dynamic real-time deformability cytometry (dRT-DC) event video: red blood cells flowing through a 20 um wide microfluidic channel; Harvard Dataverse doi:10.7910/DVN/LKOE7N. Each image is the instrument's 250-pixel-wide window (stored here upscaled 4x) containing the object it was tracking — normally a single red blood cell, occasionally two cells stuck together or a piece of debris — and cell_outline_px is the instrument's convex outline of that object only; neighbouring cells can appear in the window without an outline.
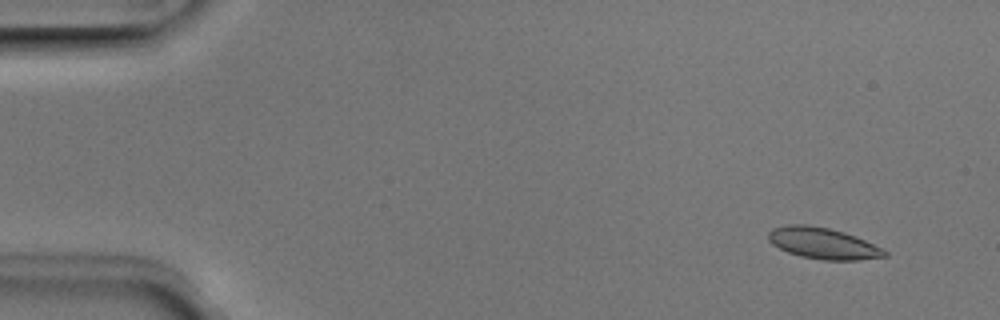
{"species": "Egyptian fruit bat (a non-hibernating species)", "species_latin": "Rousettus aegyptiacus", "temperature_condition": "room temperature", "stored_images_in_passage": 49, "camera_frame_rate_fps": 3000, "um_per_image_px": 0.085, "animal": {"sex": "male"}, "frame": {"image": 1, "passage_image": 2, "time_ms": 0.333, "image_size_px": [1000, 320], "cell_outline_px": [[888, 256], [860, 260], [824, 260], [800, 256], [788, 252], [772, 244], [768, 240], [768, 232], [772, 228], [788, 224], [808, 224], [828, 228], [844, 232], [856, 236], [888, 252]], "centroid_in_image_um": [69.93, 20.67], "position_along_channel_um": 15.1, "area_um2": 21.15}}
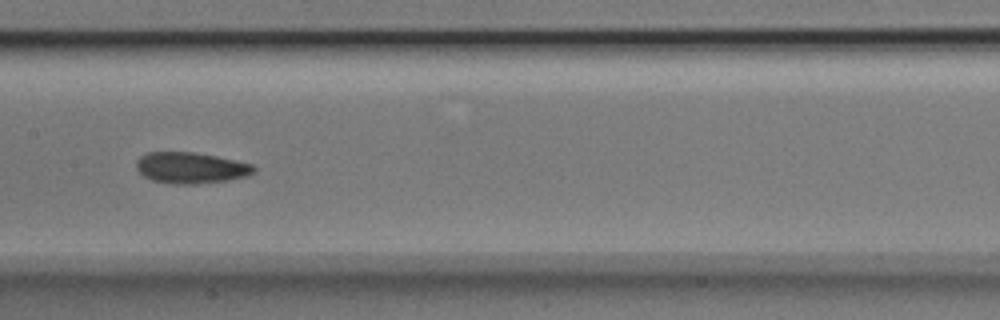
{"frame": {"image": 2, "passage_image": 24, "time_ms": 7.667, "image_size_px": [1000, 320], "cell_outline_px": [[256, 172], [248, 176], [228, 180], [196, 184], [172, 184], [152, 180], [144, 176], [136, 168], [136, 160], [140, 156], [148, 152], [196, 152], [216, 156], [252, 164], [256, 168]], "centroid_in_image_um": [16.23, 14.27], "position_along_channel_um": 191.2, "area_um2": 21.44}}
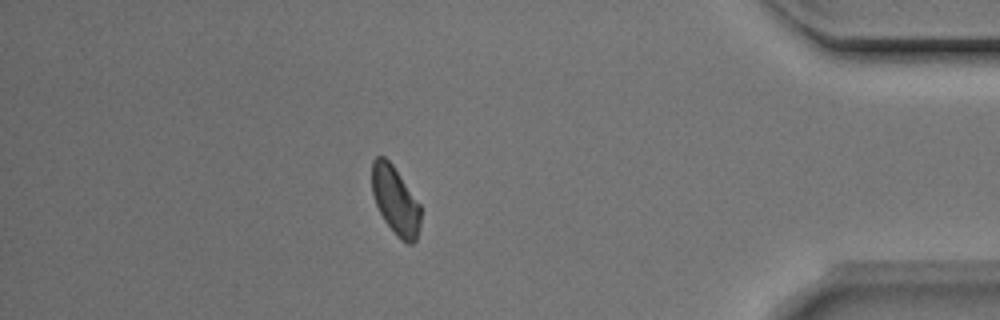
{"frame": {"image": 3, "passage_image": 43, "time_ms": 14.0, "image_size_px": [1000, 320], "cell_outline_px": [[420, 224], [416, 240], [412, 244], [408, 244], [400, 240], [396, 236], [384, 220], [376, 204], [372, 192], [372, 160], [376, 156], [384, 156], [392, 164], [420, 204]], "centroid_in_image_um": [33.6, 17.06], "position_along_channel_um": 401.6, "area_um2": 19.31}, "authors_computed_cell_mechanics": {"area_um2": 20.6924, "velocity_mm_per_s": 3.9435, "shape_relaxation_time_tau1_ms": 5.5813, "shape_relaxation_time_tau2_ms": 11.013, "deformation_change_tau1": 0.1003, "deformation_change_tau2": 0.0985}}